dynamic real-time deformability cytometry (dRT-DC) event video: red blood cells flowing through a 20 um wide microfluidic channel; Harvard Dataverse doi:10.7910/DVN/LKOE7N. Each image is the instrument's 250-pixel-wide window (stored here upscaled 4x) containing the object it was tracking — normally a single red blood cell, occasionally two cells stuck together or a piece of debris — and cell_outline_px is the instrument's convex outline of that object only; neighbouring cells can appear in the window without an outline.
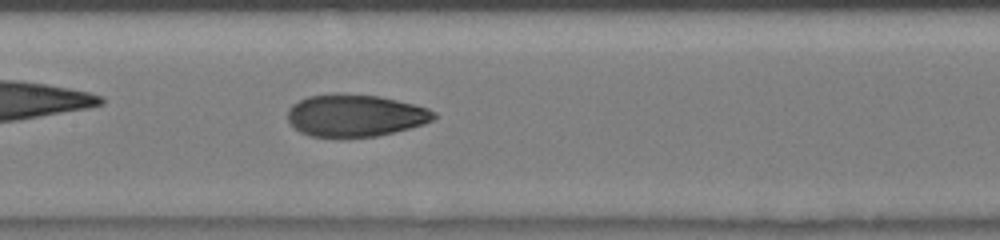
{"species": "human", "species_latin": "Homo sapiens", "temperature_condition": "room temperature", "stored_images_in_passage": 24, "camera_frame_rate_fps": 3000, "um_per_image_px": 0.085, "donor": {"sex": "male"}, "frame": {"image": 1, "passage_image": 24, "time_ms": 10.0, "image_size_px": [1000, 240], "cell_outline_px": [[436, 116], [432, 120], [424, 124], [376, 136], [344, 140], [312, 136], [300, 132], [288, 120], [288, 108], [292, 104], [308, 96], [332, 92], [344, 92], [380, 96], [428, 108], [436, 112]], "centroid_in_image_um": [30.15, 9.82], "position_along_channel_um": 177.2, "area_um2": 36.82}}